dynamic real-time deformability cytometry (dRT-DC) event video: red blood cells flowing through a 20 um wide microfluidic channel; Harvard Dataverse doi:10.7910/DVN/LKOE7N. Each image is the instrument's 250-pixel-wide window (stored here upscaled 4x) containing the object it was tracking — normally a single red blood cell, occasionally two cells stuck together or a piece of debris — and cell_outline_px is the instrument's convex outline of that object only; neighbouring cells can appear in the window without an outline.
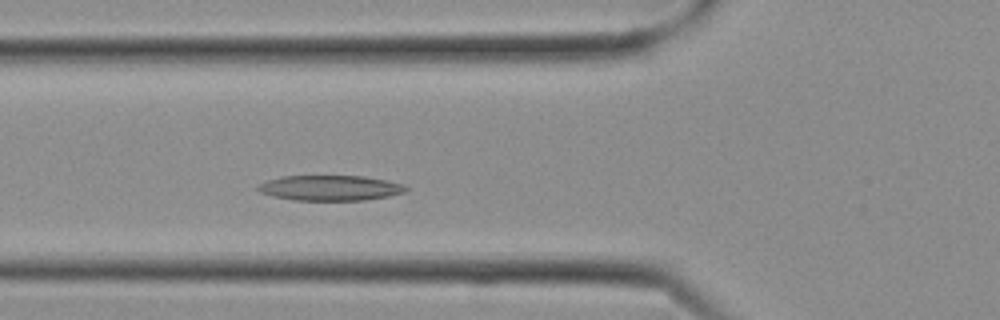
{"species": "Egyptian fruit bat (a non-hibernating species)", "species_latin": "Rousettus aegyptiacus", "temperature_condition": "cold", "stored_images_in_passage": 8, "camera_frame_rate_fps": 3000, "um_per_image_px": 0.085, "frame": {"image": 1, "passage_image": 8, "time_ms": 2.333, "image_size_px": [1000, 320], "cell_outline_px": [[392, 192], [380, 196], [352, 200], [308, 200], [284, 196], [276, 192], [280, 180], [296, 176], [352, 176], [376, 180], [392, 184]], "centroid_in_image_um": [28.25, 15.97], "position_along_channel_um": 97.6, "area_um2": 16.94}}